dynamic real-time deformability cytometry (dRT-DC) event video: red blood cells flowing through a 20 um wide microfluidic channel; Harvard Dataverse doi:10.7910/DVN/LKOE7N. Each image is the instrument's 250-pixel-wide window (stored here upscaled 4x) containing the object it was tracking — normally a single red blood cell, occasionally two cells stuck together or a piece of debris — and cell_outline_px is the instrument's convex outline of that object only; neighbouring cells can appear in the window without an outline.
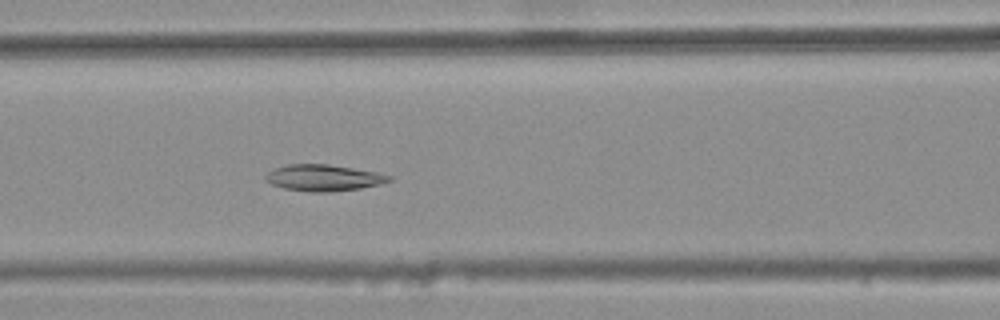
{"species": "common noctule bat (a hibernating species)", "species_latin": "Nyctalus noctula", "temperature_condition": "warm", "stored_images_in_passage": 35, "camera_frame_rate_fps": 3000, "um_per_image_px": 0.085, "animal": {"sex": "female", "body_mass_g": 25.1}, "frame": {"image": 1, "passage_image": 12, "time_ms": 3.667, "image_size_px": [1000, 320], "cell_outline_px": [[392, 180], [380, 184], [360, 188], [328, 192], [312, 192], [284, 188], [272, 184], [264, 180], [264, 176], [268, 172], [276, 168], [288, 164], [328, 164], [376, 172], [392, 176]], "centroid_in_image_um": [27.49, 15.11], "position_along_channel_um": 139.1, "area_um2": 18.84}}
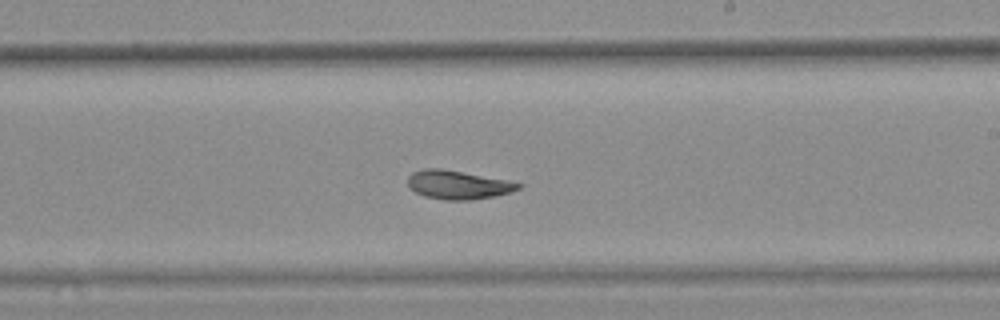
{"frame": {"image": 2, "passage_image": 21, "time_ms": 6.667, "image_size_px": [1000, 320], "cell_outline_px": [[524, 184], [520, 188], [512, 192], [472, 200], [444, 200], [424, 196], [408, 188], [408, 176], [412, 172], [424, 168], [440, 168], [508, 180]], "centroid_in_image_um": [38.91, 15.71], "position_along_channel_um": 250.1, "area_um2": 18.55}}
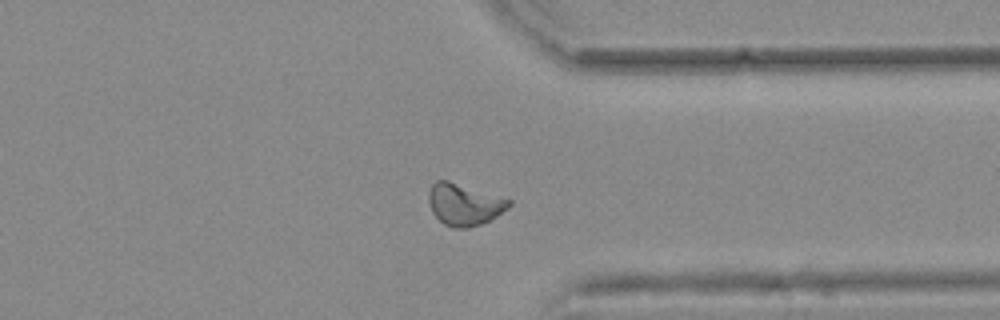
{"frame": {"image": 3, "passage_image": 31, "time_ms": 10.0, "image_size_px": [1000, 320], "cell_outline_px": [[512, 204], [508, 208], [496, 216], [480, 224], [468, 228], [452, 228], [444, 224], [432, 212], [428, 200], [428, 192], [432, 184], [436, 180], [448, 180], [512, 200]], "centroid_in_image_um": [39.44, 17.37], "position_along_channel_um": 372.0, "area_um2": 19.48}, "authors_computed_cell_mechanics": {"area_um2": 18.8428, "velocity_mm_per_s": 3.7081, "shape_relaxation_time_tau1_ms": null, "shape_relaxation_time_tau2_ms": 2.2947, "deformation_change_tau1": null, "deformation_change_tau2": 0.0506}}